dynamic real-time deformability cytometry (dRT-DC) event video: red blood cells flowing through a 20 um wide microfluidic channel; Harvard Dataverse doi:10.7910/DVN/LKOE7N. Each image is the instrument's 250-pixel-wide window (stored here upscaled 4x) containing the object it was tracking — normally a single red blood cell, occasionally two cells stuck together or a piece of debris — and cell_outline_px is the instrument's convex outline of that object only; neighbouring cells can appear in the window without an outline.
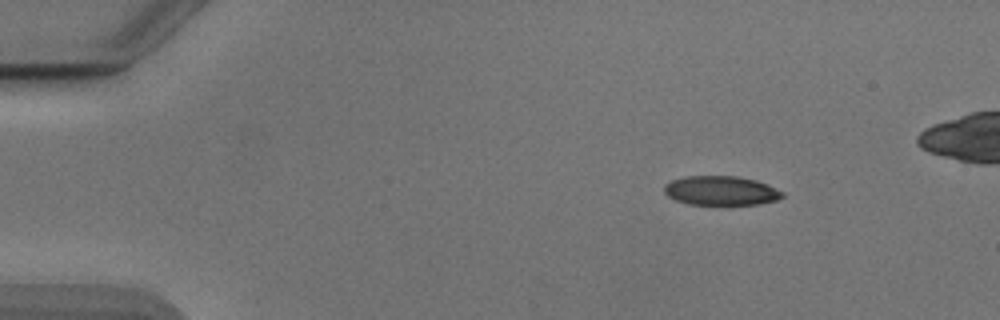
{"species": "Egyptian fruit bat (a non-hibernating species)", "species_latin": "Rousettus aegyptiacus", "temperature_condition": "cold", "stored_images_in_passage": 44, "camera_frame_rate_fps": 3000, "um_per_image_px": 0.085, "animal": {"sex": "male"}, "frame": {"image": 1, "passage_image": 1, "time_ms": 0.0, "image_size_px": [1000, 320], "cell_outline_px": [[784, 196], [776, 200], [760, 204], [688, 204], [676, 200], [668, 196], [664, 192], [664, 184], [672, 180], [684, 176], [736, 176], [756, 180], [784, 192]], "centroid_in_image_um": [61.26, 16.2], "position_along_channel_um": 23.7, "area_um2": 20.06}}
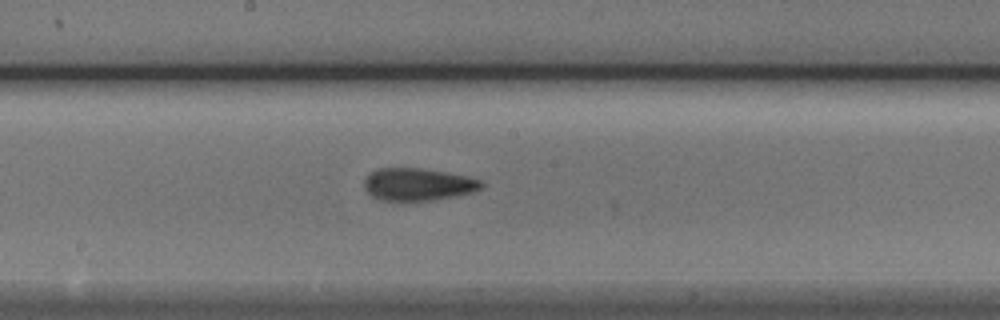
{"frame": {"image": 2, "passage_image": 22, "time_ms": 7.0, "image_size_px": [1000, 320], "cell_outline_px": [[484, 184], [480, 188], [472, 192], [432, 200], [380, 200], [372, 196], [364, 188], [364, 180], [372, 172], [380, 168], [420, 168], [444, 172], [484, 180]], "centroid_in_image_um": [35.52, 15.67], "position_along_channel_um": 212.7, "area_um2": 21.79}}
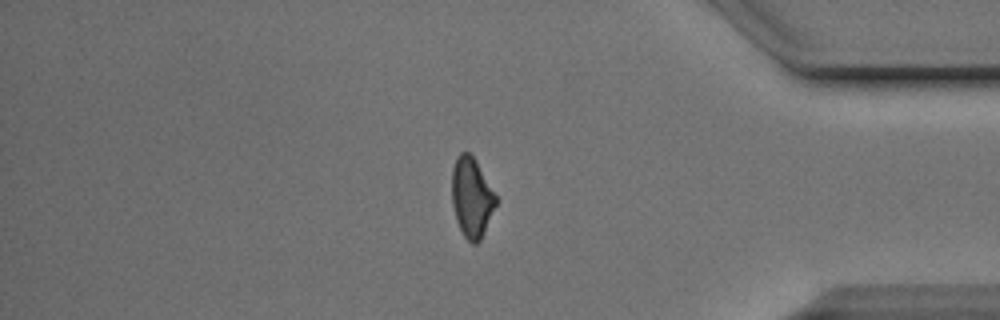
{"frame": {"image": 3, "passage_image": 38, "time_ms": 12.333, "image_size_px": [1000, 320], "cell_outline_px": [[496, 204], [484, 232], [480, 240], [476, 244], [472, 244], [464, 236], [456, 220], [452, 204], [452, 168], [456, 156], [460, 152], [468, 152], [472, 156], [496, 196]], "centroid_in_image_um": [40.06, 16.79], "position_along_channel_um": 395.1, "area_um2": 20.06}, "authors_computed_cell_mechanics": {"area_um2": 21.7039, "velocity_mm_per_s": 3.8945, "shape_relaxation_time_tau1_ms": 5.0834, "shape_relaxation_time_tau2_ms": 2.2029, "deformation_change_tau1": 0.1479, "deformation_change_tau2": 0.0987}}